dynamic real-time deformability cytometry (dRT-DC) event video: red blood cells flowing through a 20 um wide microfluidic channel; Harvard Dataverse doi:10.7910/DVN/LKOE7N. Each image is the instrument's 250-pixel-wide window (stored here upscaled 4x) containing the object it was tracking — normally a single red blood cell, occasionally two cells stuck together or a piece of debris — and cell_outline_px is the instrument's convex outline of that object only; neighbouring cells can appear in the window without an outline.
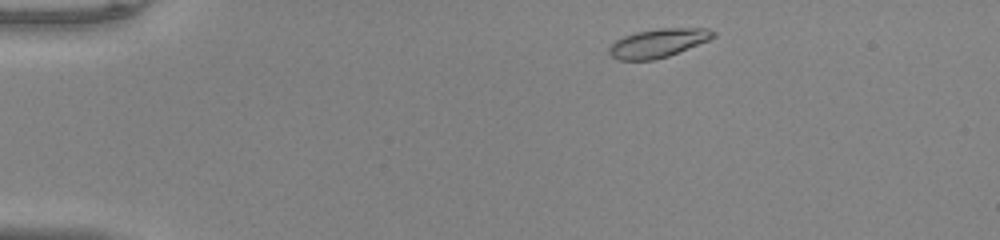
{"species": "common noctule bat (a hibernating species)", "species_latin": "Nyctalus noctula", "temperature_condition": "warm", "stored_images_in_passage": 44, "camera_frame_rate_fps": 3000, "um_per_image_px": 0.085, "animal": {"sex": "male", "body_mass_g": 20.0, "forearm_length_mm": 53.3}, "frame": {"image": 1, "passage_image": 2, "time_ms": 0.333, "image_size_px": [1000, 240], "cell_outline_px": [[716, 36], [708, 40], [668, 56], [652, 60], [620, 60], [612, 56], [608, 52], [608, 48], [616, 40], [624, 36], [636, 32], [660, 28], [708, 28], [716, 32]], "centroid_in_image_um": [55.94, 3.65], "position_along_channel_um": 29.1, "area_um2": 17.22}}
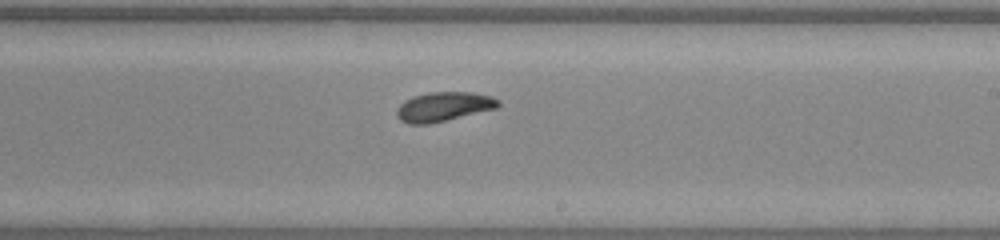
{"frame": {"image": 2, "passage_image": 24, "time_ms": 7.667, "image_size_px": [1000, 240], "cell_outline_px": [[500, 104], [496, 108], [428, 124], [408, 124], [400, 120], [396, 116], [396, 108], [404, 100], [412, 96], [428, 92], [472, 92], [492, 96], [500, 100]], "centroid_in_image_um": [37.67, 9.05], "position_along_channel_um": 251.3, "area_um2": 17.4}}
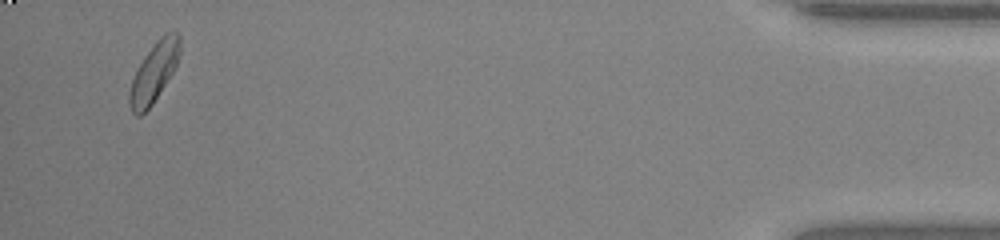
{"frame": {"image": 3, "passage_image": 42, "time_ms": 13.667, "image_size_px": [1000, 240], "cell_outline_px": [[180, 56], [172, 72], [152, 104], [140, 116], [136, 116], [132, 112], [128, 104], [128, 96], [132, 80], [144, 56], [156, 40], [164, 32], [176, 32], [180, 36]], "centroid_in_image_um": [13.08, 6.13], "position_along_channel_um": 422.1, "area_um2": 17.28}, "authors_computed_cell_mechanics": {"area_um2": 17.2533, "velocity_mm_per_s": 4.0608, "shape_relaxation_time_tau1_ms": 5.7917, "shape_relaxation_time_tau2_ms": 5.012, "deformation_change_tau1": 0.1802, "deformation_change_tau2": 0.1056}}